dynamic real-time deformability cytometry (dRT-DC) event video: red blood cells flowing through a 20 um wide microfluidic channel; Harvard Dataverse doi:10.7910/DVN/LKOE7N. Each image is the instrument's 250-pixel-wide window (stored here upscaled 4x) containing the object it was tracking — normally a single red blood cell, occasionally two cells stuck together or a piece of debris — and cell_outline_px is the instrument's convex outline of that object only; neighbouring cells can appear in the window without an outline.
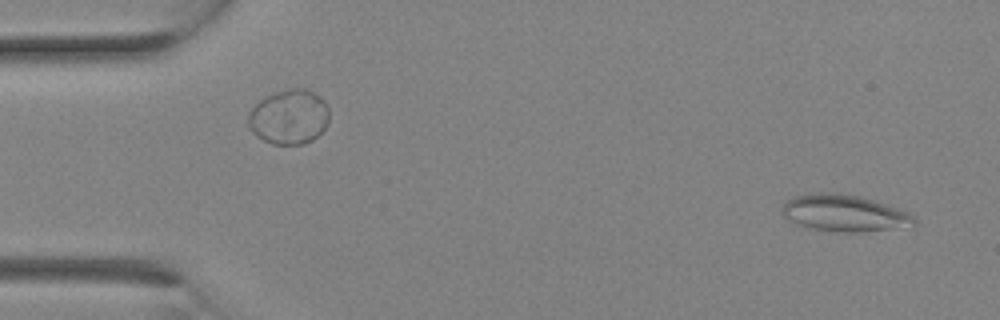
{"species": "Egyptian fruit bat (a non-hibernating species)", "species_latin": "Rousettus aegyptiacus", "temperature_condition": "room temperature", "stored_images_in_passage": 8, "camera_frame_rate_fps": 3000, "um_per_image_px": 0.085, "animal": {"sex": "female"}, "frame": {"image": 1, "passage_image": 1, "time_ms": 0.0, "image_size_px": [1000, 320], "cell_outline_px": [[916, 224], [860, 232], [836, 232], [812, 228], [796, 224], [784, 216], [784, 204], [792, 196], [812, 192], [840, 192], [860, 196], [908, 212], [916, 216]], "centroid_in_image_um": [71.73, 18.09], "position_along_channel_um": 13.3, "area_um2": 27.98}}